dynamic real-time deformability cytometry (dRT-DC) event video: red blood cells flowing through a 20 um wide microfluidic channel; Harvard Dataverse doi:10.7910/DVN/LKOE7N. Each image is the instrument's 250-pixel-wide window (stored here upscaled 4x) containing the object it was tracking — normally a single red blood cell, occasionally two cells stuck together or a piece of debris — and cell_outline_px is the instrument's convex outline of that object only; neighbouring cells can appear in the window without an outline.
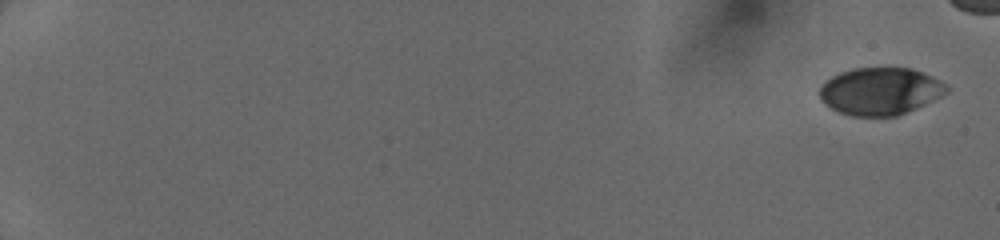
{"species": "human", "species_latin": "Homo sapiens", "temperature_condition": "cold", "stored_images_in_passage": 48, "camera_frame_rate_fps": 3000, "um_per_image_px": 0.085, "donor": {"sex": "female"}, "frame": {"image": 1, "passage_image": 1, "time_ms": 0.0, "image_size_px": [1000, 240], "cell_outline_px": [[948, 92], [916, 108], [896, 116], [852, 116], [840, 112], [824, 104], [820, 100], [820, 84], [824, 80], [840, 72], [852, 68], [912, 68], [940, 80], [948, 88]], "centroid_in_image_um": [74.77, 7.75], "position_along_channel_um": 10.2, "area_um2": 34.97}}
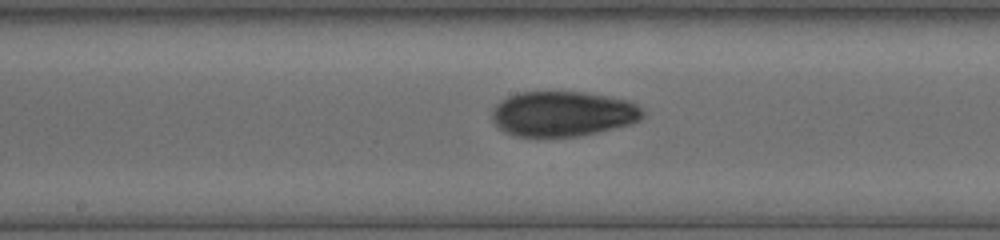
{"frame": {"image": 2, "passage_image": 28, "time_ms": 9.667, "image_size_px": [1000, 240], "cell_outline_px": [[644, 116], [640, 120], [632, 124], [600, 132], [580, 136], [512, 136], [504, 132], [492, 120], [492, 108], [500, 100], [516, 92], [588, 92], [628, 100], [636, 104], [644, 112]], "centroid_in_image_um": [47.85, 9.67], "position_along_channel_um": 200.4, "area_um2": 40.06}}
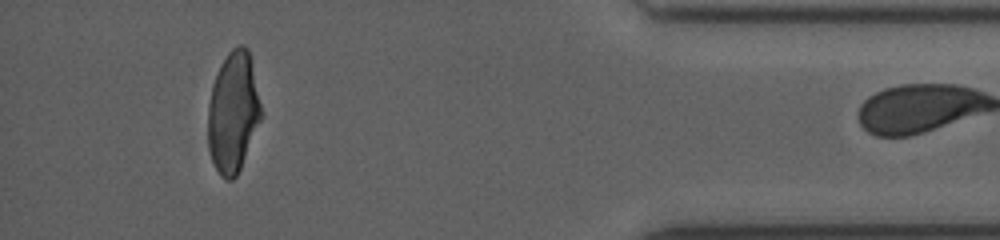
{"frame": {"image": 3, "passage_image": 47, "time_ms": 15.667, "image_size_px": [1000, 240], "cell_outline_px": [[264, 116], [240, 168], [236, 176], [232, 180], [224, 180], [220, 176], [212, 160], [208, 148], [208, 104], [212, 84], [220, 64], [228, 52], [236, 44], [244, 44], [248, 48]], "centroid_in_image_um": [19.83, 9.53], "position_along_channel_um": 415.4, "area_um2": 37.97}}